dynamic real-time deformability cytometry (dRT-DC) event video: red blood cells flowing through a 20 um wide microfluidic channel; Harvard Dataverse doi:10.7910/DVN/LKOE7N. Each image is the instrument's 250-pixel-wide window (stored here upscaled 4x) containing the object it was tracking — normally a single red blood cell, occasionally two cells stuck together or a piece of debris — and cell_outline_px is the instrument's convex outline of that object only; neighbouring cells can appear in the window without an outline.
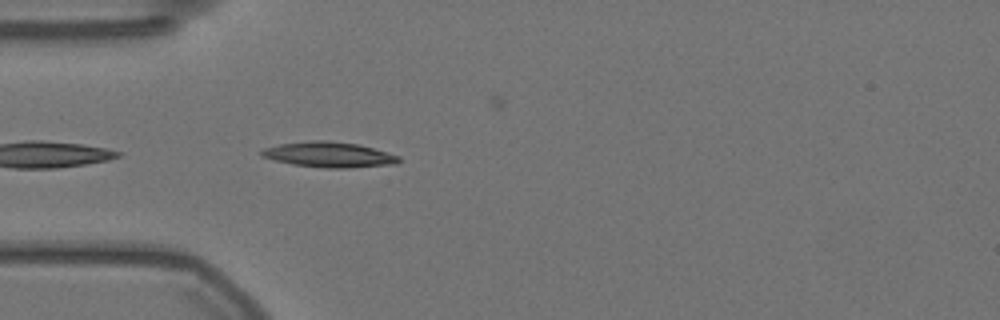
{"species": "Egyptian fruit bat (a non-hibernating species)", "species_latin": "Rousettus aegyptiacus", "temperature_condition": "warm", "stored_images_in_passage": 40, "camera_frame_rate_fps": 3000, "um_per_image_px": 0.085, "animal": {"sex": "female"}, "frame": {"image": 1, "passage_image": 2, "time_ms": 0.333, "image_size_px": [1000, 320], "cell_outline_px": [[400, 160], [396, 164], [348, 168], [328, 168], [292, 164], [260, 156], [260, 152], [264, 148], [280, 144], [312, 140], [328, 140], [360, 144], [400, 156]], "centroid_in_image_um": [27.99, 13.14], "position_along_channel_um": 57.0, "area_um2": 20.29}}
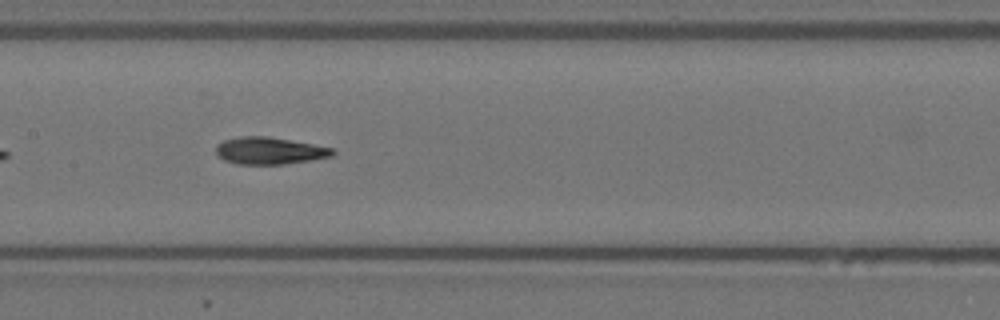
{"frame": {"image": 2, "passage_image": 13, "time_ms": 4.0, "image_size_px": [1000, 320], "cell_outline_px": [[336, 152], [332, 156], [312, 160], [284, 164], [236, 164], [224, 160], [216, 156], [216, 144], [224, 140], [240, 136], [268, 136], [336, 148]], "centroid_in_image_um": [22.91, 12.81], "position_along_channel_um": 184.5, "area_um2": 18.67}}
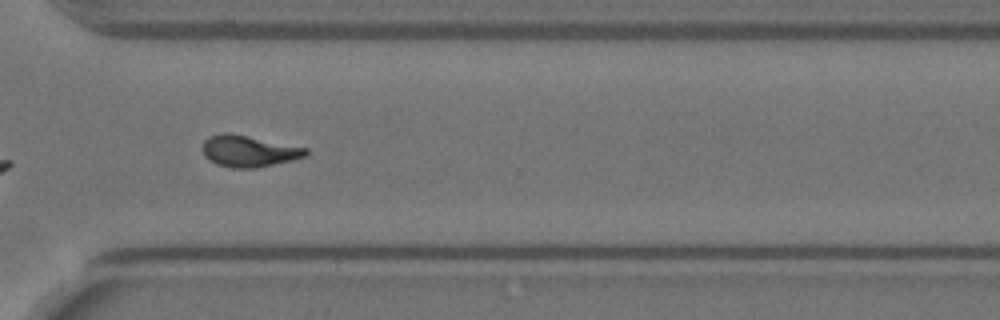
{"frame": {"image": 3, "passage_image": 27, "time_ms": 8.667, "image_size_px": [1000, 320], "cell_outline_px": [[308, 152], [304, 156], [292, 160], [256, 168], [232, 168], [216, 164], [208, 160], [204, 156], [200, 148], [204, 140], [208, 136], [220, 132], [228, 132], [308, 148]], "centroid_in_image_um": [21.06, 12.84], "position_along_channel_um": 349.5, "area_um2": 19.13}, "authors_computed_cell_mechanics": {"area_um2": 18.6694, "velocity_mm_per_s": 3.5475, "shape_relaxation_time_tau1_ms": null, "shape_relaxation_time_tau2_ms": 2.6203, "deformation_change_tau1": null, "deformation_change_tau2": 0.1022}}